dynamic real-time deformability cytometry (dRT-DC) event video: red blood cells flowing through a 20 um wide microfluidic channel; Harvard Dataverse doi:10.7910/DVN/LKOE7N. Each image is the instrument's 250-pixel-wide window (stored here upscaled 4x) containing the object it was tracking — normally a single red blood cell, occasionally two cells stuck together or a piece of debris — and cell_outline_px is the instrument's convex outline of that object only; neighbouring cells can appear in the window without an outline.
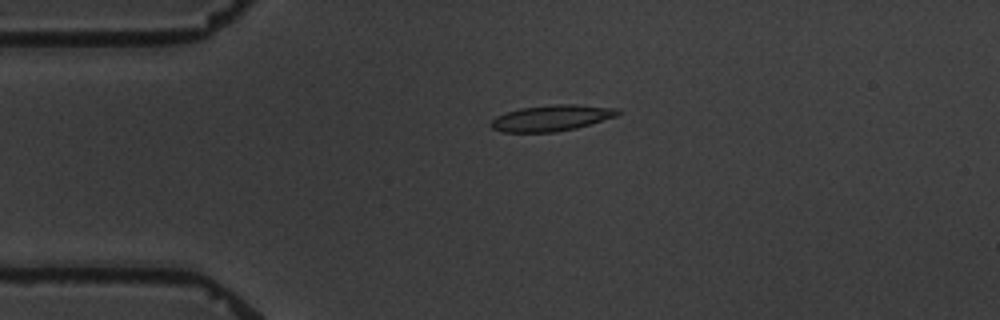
{"species": "common noctule bat (a hibernating species)", "species_latin": "Nyctalus noctula", "temperature_condition": "warm", "stored_images_in_passage": 3, "camera_frame_rate_fps": 3000, "um_per_image_px": 0.085, "animal": {"sex": "male", "body_mass_g": 19.5, "forearm_length_mm": 54.6}, "frame": {"image": 1, "passage_image": 1, "time_ms": 0.0, "image_size_px": [1000, 320], "cell_outline_px": [[624, 112], [616, 116], [576, 128], [556, 132], [504, 132], [492, 128], [488, 124], [496, 116], [520, 108], [556, 104], [576, 104], [620, 108]], "centroid_in_image_um": [46.92, 10.02], "position_along_channel_um": 38.1, "area_um2": 19.31}}
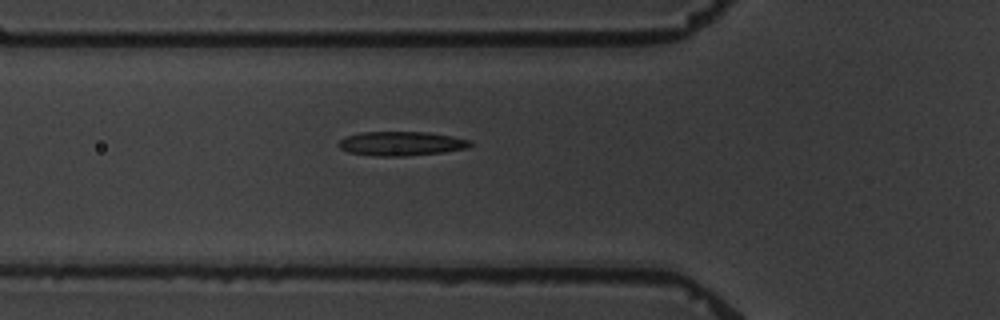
{"frame": {"image": 2, "passage_image": 3, "time_ms": 2.333, "image_size_px": [1000, 320], "cell_outline_px": [[472, 144], [468, 148], [444, 152], [404, 156], [376, 156], [348, 152], [340, 148], [336, 144], [344, 136], [360, 132], [428, 132], [452, 136], [472, 140]], "centroid_in_image_um": [34.1, 12.2], "position_along_channel_um": 91.7, "area_um2": 18.73}}